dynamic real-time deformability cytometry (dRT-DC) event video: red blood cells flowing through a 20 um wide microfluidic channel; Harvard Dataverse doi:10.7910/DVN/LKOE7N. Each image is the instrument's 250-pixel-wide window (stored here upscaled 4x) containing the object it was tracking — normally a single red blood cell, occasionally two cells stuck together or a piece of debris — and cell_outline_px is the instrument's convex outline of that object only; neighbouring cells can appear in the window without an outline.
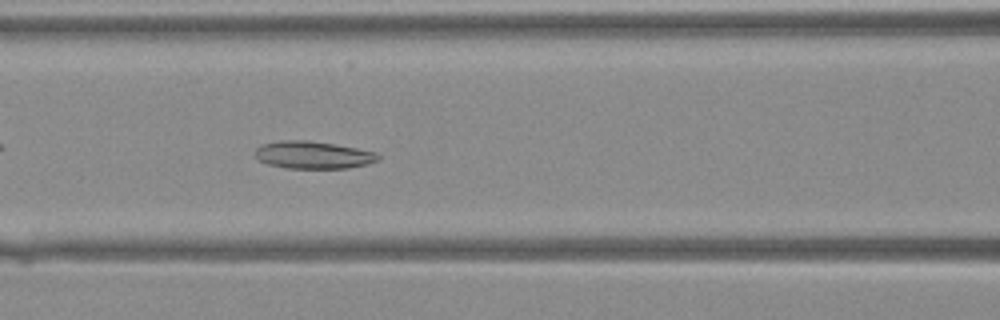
{"species": "Egyptian fruit bat (a non-hibernating species)", "species_latin": "Rousettus aegyptiacus", "temperature_condition": "warm", "stored_images_in_passage": 31, "camera_frame_rate_fps": 3000, "um_per_image_px": 0.085, "animal": {"sex": "female"}, "frame": {"image": 1, "passage_image": 8, "time_ms": 2.333, "image_size_px": [1000, 320], "cell_outline_px": [[380, 160], [368, 164], [348, 168], [284, 168], [268, 164], [256, 160], [256, 148], [264, 144], [280, 140], [308, 140], [356, 148], [376, 152], [380, 156]], "centroid_in_image_um": [26.62, 13.18], "position_along_channel_um": 140.0, "area_um2": 19.71}}
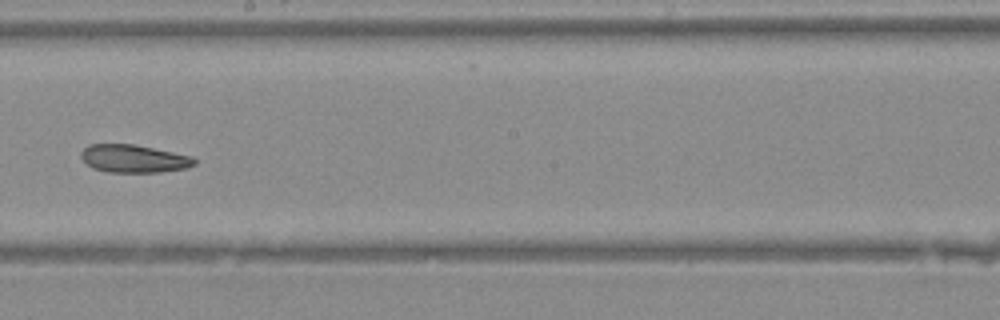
{"frame": {"image": 2, "passage_image": 14, "time_ms": 4.333, "image_size_px": [1000, 320], "cell_outline_px": [[196, 164], [188, 168], [160, 172], [108, 172], [92, 168], [80, 156], [80, 152], [88, 144], [136, 144], [192, 156], [196, 160]], "centroid_in_image_um": [11.38, 13.48], "position_along_channel_um": 236.8, "area_um2": 18.55}}
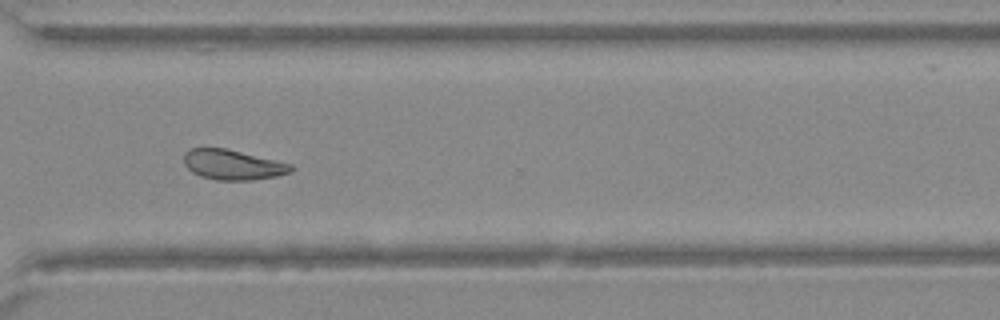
{"frame": {"image": 3, "passage_image": 21, "time_ms": 6.667, "image_size_px": [1000, 320], "cell_outline_px": [[296, 168], [292, 172], [276, 176], [252, 180], [216, 180], [200, 176], [192, 172], [184, 164], [184, 152], [192, 148], [224, 148], [292, 164]], "centroid_in_image_um": [19.79, 14.01], "position_along_channel_um": 350.8, "area_um2": 18.73}}